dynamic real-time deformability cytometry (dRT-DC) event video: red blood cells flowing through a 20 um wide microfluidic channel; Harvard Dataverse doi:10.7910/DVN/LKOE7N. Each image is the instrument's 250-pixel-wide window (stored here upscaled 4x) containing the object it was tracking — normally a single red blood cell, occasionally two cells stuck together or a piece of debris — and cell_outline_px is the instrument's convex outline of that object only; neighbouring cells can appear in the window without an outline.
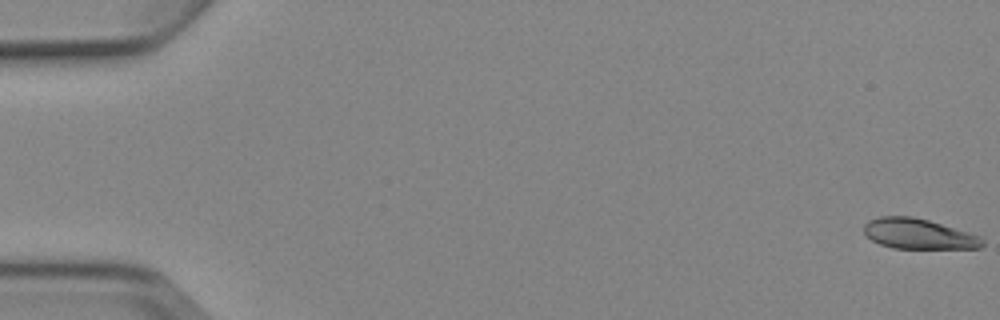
{"species": "Egyptian fruit bat (a non-hibernating species)", "species_latin": "Rousettus aegyptiacus", "temperature_condition": "cold", "stored_images_in_passage": 5, "camera_frame_rate_fps": 3000, "um_per_image_px": 0.085, "animal": {"sex": "female"}, "frame": {"image": 1, "passage_image": 1, "time_ms": 0.0, "image_size_px": [1000, 320], "cell_outline_px": [[984, 244], [980, 248], [892, 248], [880, 244], [872, 240], [864, 232], [864, 224], [868, 220], [880, 216], [912, 216], [928, 220], [968, 232], [980, 236], [984, 240]], "centroid_in_image_um": [78.06, 19.87], "position_along_channel_um": 6.9, "area_um2": 20.81}}
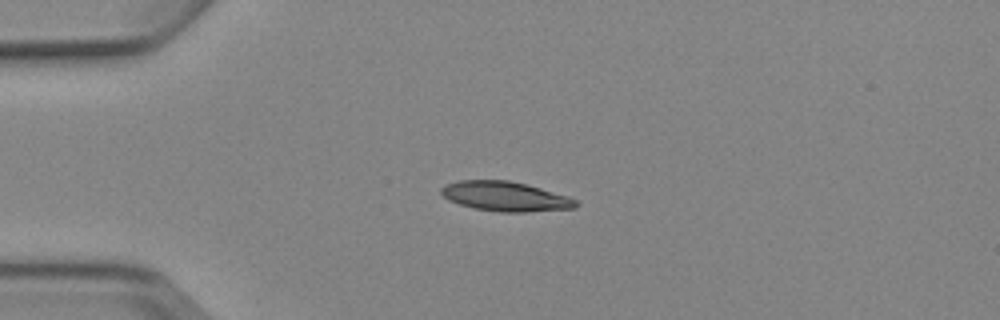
{"frame": {"image": 2, "passage_image": 4, "time_ms": 4.333, "image_size_px": [1000, 320], "cell_outline_px": [[580, 204], [576, 208], [524, 212], [500, 212], [472, 208], [448, 200], [440, 192], [440, 188], [444, 184], [460, 180], [508, 180], [540, 188], [568, 196], [576, 200]], "centroid_in_image_um": [42.93, 16.69], "position_along_channel_um": 42.1, "area_um2": 23.29}}